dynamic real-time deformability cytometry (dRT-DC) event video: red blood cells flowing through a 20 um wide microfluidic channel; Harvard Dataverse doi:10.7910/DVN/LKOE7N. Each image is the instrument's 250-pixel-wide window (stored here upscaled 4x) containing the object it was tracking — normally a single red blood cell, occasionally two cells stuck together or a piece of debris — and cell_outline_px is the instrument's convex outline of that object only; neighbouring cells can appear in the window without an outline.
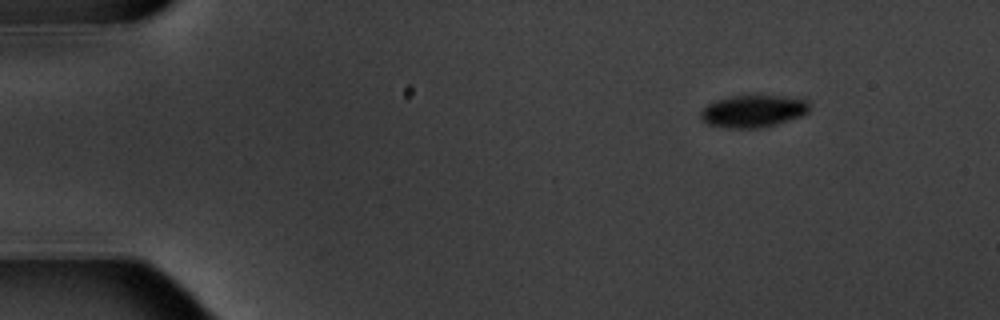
{"species": "common noctule bat (a hibernating species)", "species_latin": "Nyctalus noctula", "temperature_condition": "warm", "stored_images_in_passage": 4, "camera_frame_rate_fps": 3000, "um_per_image_px": 0.085, "animal": {"sex": "male", "body_mass_g": 20.1, "forearm_length_mm": 53.5}, "frame": {"image": 1, "passage_image": 1, "time_ms": 0.0, "image_size_px": [1000, 320], "cell_outline_px": [[808, 112], [800, 116], [776, 124], [756, 128], [732, 128], [708, 124], [700, 116], [700, 112], [708, 104], [716, 100], [732, 96], [780, 96], [808, 100]], "centroid_in_image_um": [64.01, 9.45], "position_along_channel_um": 21.0, "area_um2": 20.0}}
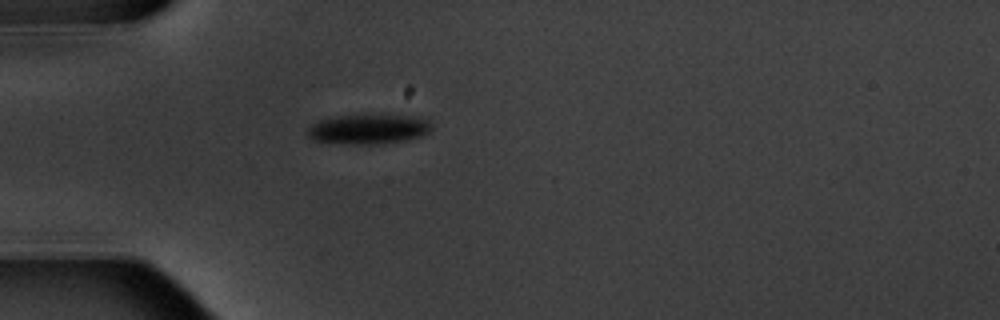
{"frame": {"image": 2, "passage_image": 3, "time_ms": 3.333, "image_size_px": [1000, 320], "cell_outline_px": [[432, 128], [428, 132], [420, 136], [408, 140], [376, 144], [344, 144], [312, 140], [308, 136], [308, 128], [312, 124], [320, 120], [336, 116], [372, 112], [412, 116], [428, 120], [432, 124]], "centroid_in_image_um": [31.33, 10.94], "position_along_channel_um": 53.7, "area_um2": 22.31}}